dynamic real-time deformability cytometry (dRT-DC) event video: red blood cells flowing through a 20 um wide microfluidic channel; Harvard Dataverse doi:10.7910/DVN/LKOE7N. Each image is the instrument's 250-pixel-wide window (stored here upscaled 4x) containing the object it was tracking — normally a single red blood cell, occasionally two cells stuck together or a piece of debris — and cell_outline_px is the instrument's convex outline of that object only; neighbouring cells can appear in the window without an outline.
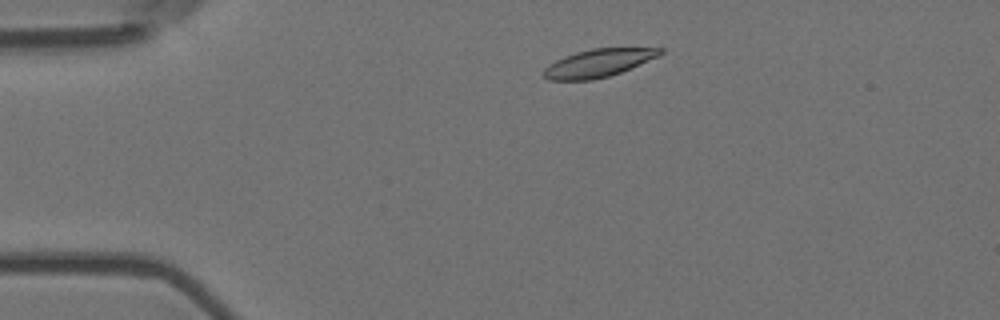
{"species": "Egyptian fruit bat (a non-hibernating species)", "species_latin": "Rousettus aegyptiacus", "temperature_condition": "room temperature", "stored_images_in_passage": 44, "camera_frame_rate_fps": 3000, "um_per_image_px": 0.085, "animal": {"sex": "female"}, "frame": {"image": 1, "passage_image": 6, "time_ms": 1.667, "image_size_px": [1000, 320], "cell_outline_px": [[664, 52], [660, 56], [620, 72], [608, 76], [592, 80], [548, 80], [540, 76], [544, 68], [548, 64], [564, 56], [576, 52], [592, 48], [664, 48]], "centroid_in_image_um": [50.82, 5.36], "position_along_channel_um": 34.2, "area_um2": 19.07}}
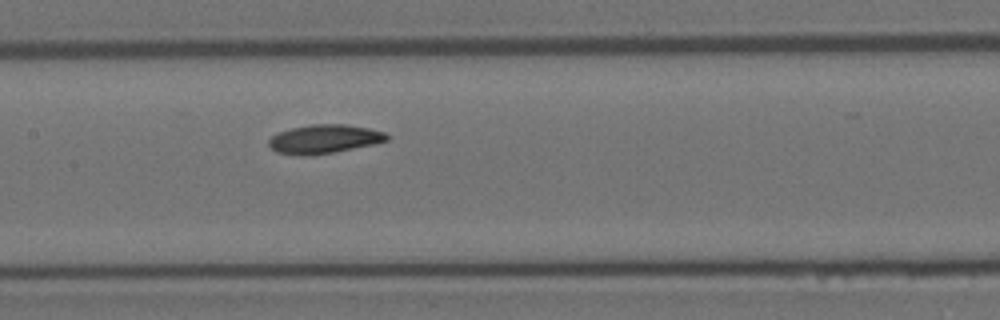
{"frame": {"image": 2, "passage_image": 22, "time_ms": 7.0, "image_size_px": [1000, 320], "cell_outline_px": [[388, 140], [372, 144], [332, 152], [304, 156], [276, 152], [268, 144], [268, 140], [272, 136], [280, 132], [292, 128], [312, 124], [344, 124], [368, 128], [384, 132], [388, 136]], "centroid_in_image_um": [27.53, 11.81], "position_along_channel_um": 179.9, "area_um2": 19.42}}
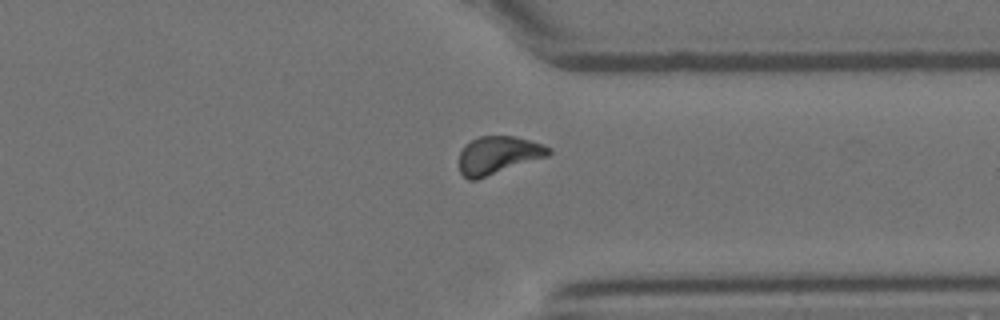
{"frame": {"image": 3, "passage_image": 38, "time_ms": 12.333, "image_size_px": [1000, 320], "cell_outline_px": [[552, 152], [548, 156], [476, 180], [468, 180], [460, 172], [460, 152], [464, 144], [480, 136], [516, 136], [552, 148]], "centroid_in_image_um": [42.33, 13.19], "position_along_channel_um": 369.1, "area_um2": 19.65}, "authors_computed_cell_mechanics": {"area_um2": 19.4208, "velocity_mm_per_s": 3.5705, "shape_relaxation_time_tau1_ms": 3.7367, "shape_relaxation_time_tau2_ms": 11.1608, "deformation_change_tau1": 0.1272, "deformation_change_tau2": 0.1509}}